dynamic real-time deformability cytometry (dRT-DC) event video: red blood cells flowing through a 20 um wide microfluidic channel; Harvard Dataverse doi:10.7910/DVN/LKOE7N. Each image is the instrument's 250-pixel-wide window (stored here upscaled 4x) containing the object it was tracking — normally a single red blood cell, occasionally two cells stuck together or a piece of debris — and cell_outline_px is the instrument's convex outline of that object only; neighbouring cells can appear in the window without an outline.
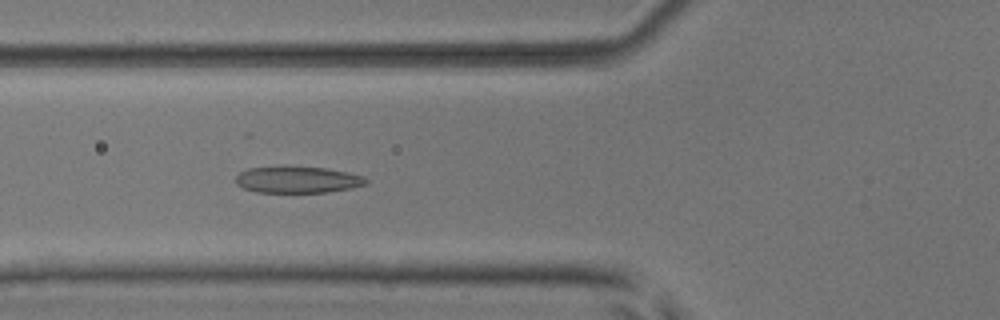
{"species": "common noctule bat (a hibernating species)", "species_latin": "Nyctalus noctula", "temperature_condition": "room temperature", "stored_images_in_passage": 52, "camera_frame_rate_fps": 3000, "um_per_image_px": 0.085, "animal": {"sex": "male", "body_mass_g": 17.9, "forearm_length_mm": 54.2}, "frame": {"image": 1, "passage_image": 20, "time_ms": 6.333, "image_size_px": [1000, 320], "cell_outline_px": [[368, 184], [352, 188], [328, 192], [256, 192], [244, 188], [236, 184], [236, 176], [240, 172], [248, 168], [280, 164], [324, 168], [348, 172], [364, 176], [368, 180]], "centroid_in_image_um": [25.28, 15.24], "position_along_channel_um": 100.5, "area_um2": 20.81}}
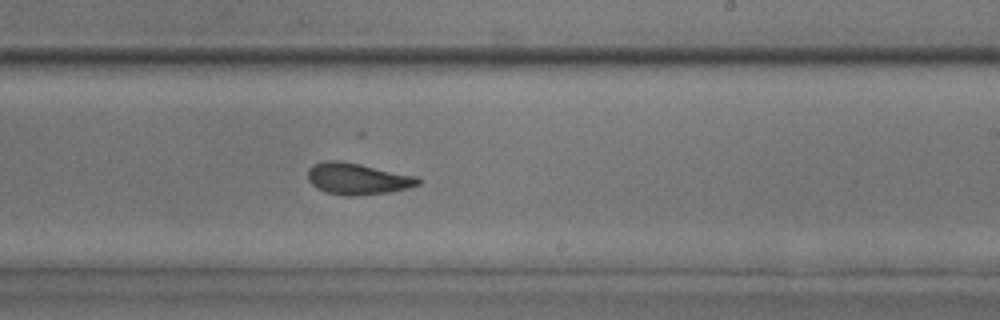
{"frame": {"image": 2, "passage_image": 32, "time_ms": 10.333, "image_size_px": [1000, 320], "cell_outline_px": [[420, 184], [408, 188], [388, 192], [356, 196], [344, 196], [324, 192], [316, 188], [308, 180], [308, 168], [312, 164], [324, 160], [340, 160], [360, 164], [416, 176], [420, 180]], "centroid_in_image_um": [30.33, 15.19], "position_along_channel_um": 258.7, "area_um2": 20.4}}
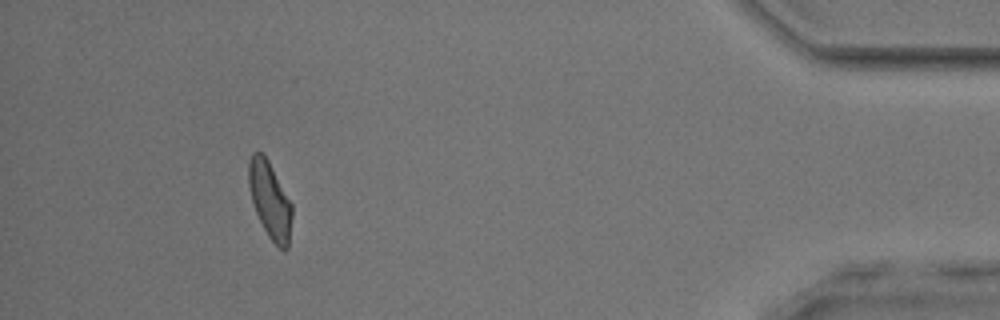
{"frame": {"image": 3, "passage_image": 48, "time_ms": 15.667, "image_size_px": [1000, 320], "cell_outline_px": [[292, 216], [288, 248], [284, 252], [268, 236], [256, 212], [252, 200], [248, 184], [248, 160], [252, 152], [260, 152], [268, 160], [292, 204]], "centroid_in_image_um": [22.94, 17.01], "position_along_channel_um": 412.3, "area_um2": 19.19}, "authors_computed_cell_mechanics": {"area_um2": 20.0277, "velocity_mm_per_s": 3.9641, "shape_relaxation_time_tau1_ms": 3.9472, "shape_relaxation_time_tau2_ms": 1.5882, "deformation_change_tau1": 0.1631, "deformation_change_tau2": 0.0943}}